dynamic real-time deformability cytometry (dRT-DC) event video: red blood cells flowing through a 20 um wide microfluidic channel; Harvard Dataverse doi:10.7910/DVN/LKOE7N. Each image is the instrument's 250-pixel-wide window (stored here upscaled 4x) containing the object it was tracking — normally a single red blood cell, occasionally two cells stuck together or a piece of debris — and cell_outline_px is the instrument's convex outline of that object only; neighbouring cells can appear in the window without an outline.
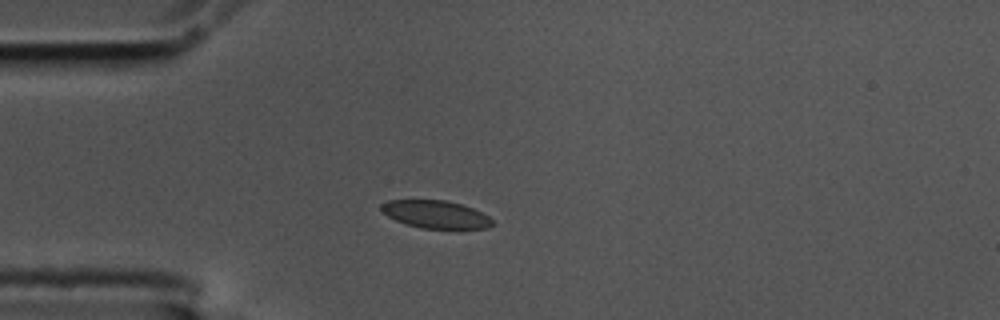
{"species": "common noctule bat (a hibernating species)", "species_latin": "Nyctalus noctula", "temperature_condition": "cold", "stored_images_in_passage": 43, "camera_frame_rate_fps": 3000, "um_per_image_px": 0.085, "animal": {"sex": "male", "body_mass_g": 17.5, "forearm_length_mm": 52.3}, "frame": {"image": 1, "passage_image": 1, "time_ms": 0.0, "image_size_px": [1000, 320], "cell_outline_px": [[492, 224], [488, 228], [460, 232], [420, 228], [396, 220], [388, 216], [380, 208], [380, 204], [388, 200], [444, 200], [460, 204], [472, 208], [488, 216], [492, 220]], "centroid_in_image_um": [37.1, 18.28], "position_along_channel_um": 47.9, "area_um2": 18.61}}
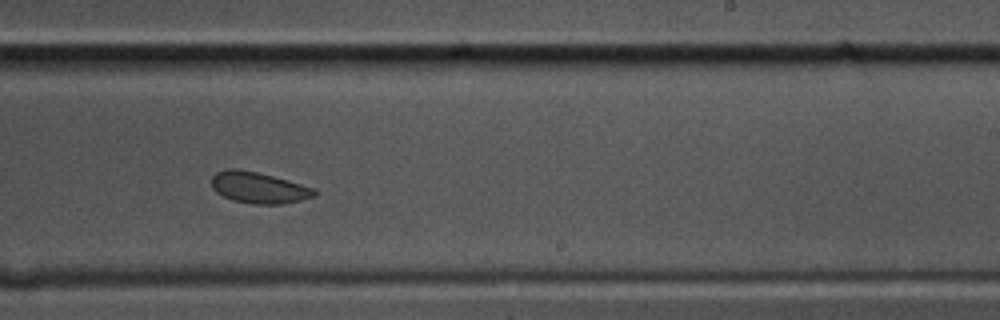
{"frame": {"image": 2, "passage_image": 21, "time_ms": 6.667, "image_size_px": [1000, 320], "cell_outline_px": [[316, 192], [312, 196], [300, 200], [280, 204], [252, 204], [232, 200], [216, 192], [212, 188], [212, 176], [216, 172], [224, 168], [236, 168], [256, 172], [272, 176], [316, 188]], "centroid_in_image_um": [21.94, 15.94], "position_along_channel_um": 267.1, "area_um2": 18.61}}
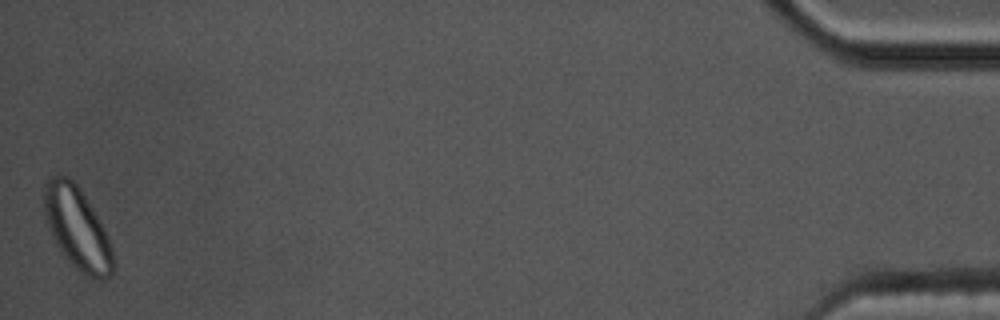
{"frame": {"image": 3, "passage_image": 43, "time_ms": 14.0, "image_size_px": [1000, 320], "cell_outline_px": [[116, 264], [112, 276], [108, 280], [100, 280], [84, 276], [64, 256], [56, 244], [48, 228], [44, 212], [44, 184], [56, 172], [68, 176], [80, 188], [92, 208], [108, 236]], "centroid_in_image_um": [6.58, 19.43], "position_along_channel_um": 428.6, "area_um2": 33.47}, "authors_computed_cell_mechanics": {"area_um2": 19.0162, "velocity_mm_per_s": 3.4899, "shape_relaxation_time_tau1_ms": 2.8205, "shape_relaxation_time_tau2_ms": null, "deformation_change_tau1": 0.052, "deformation_change_tau2": null}}